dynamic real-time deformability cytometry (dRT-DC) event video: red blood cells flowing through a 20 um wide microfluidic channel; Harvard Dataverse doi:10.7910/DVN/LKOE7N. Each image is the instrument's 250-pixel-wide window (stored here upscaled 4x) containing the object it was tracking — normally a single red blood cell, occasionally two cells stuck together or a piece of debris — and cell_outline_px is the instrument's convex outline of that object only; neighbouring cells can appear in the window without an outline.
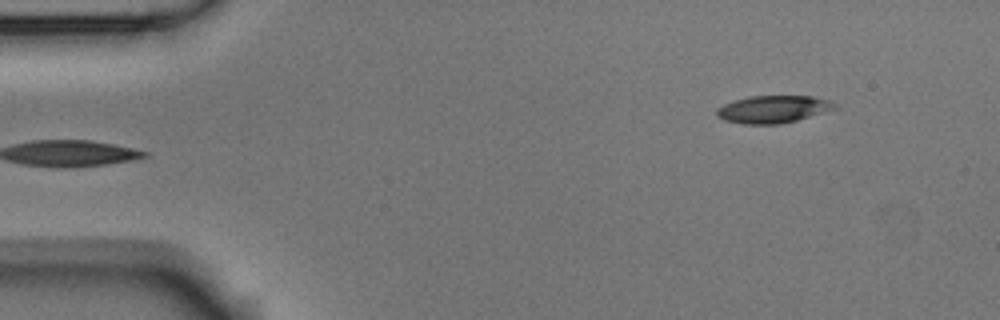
{"species": "Egyptian fruit bat (a non-hibernating species)", "species_latin": "Rousettus aegyptiacus", "temperature_condition": "room temperature", "stored_images_in_passage": 2, "camera_frame_rate_fps": 3000, "um_per_image_px": 0.085, "animal": {"sex": "male"}, "frame": {"image": 1, "passage_image": 2, "time_ms": 0.333, "image_size_px": [1000, 320], "cell_outline_px": [[836, 108], [796, 120], [780, 124], [744, 124], [724, 120], [716, 116], [716, 108], [724, 104], [736, 100], [752, 96], [812, 96], [828, 100], [836, 104]], "centroid_in_image_um": [65.67, 9.29], "position_along_channel_um": 19.3, "area_um2": 18.61}}